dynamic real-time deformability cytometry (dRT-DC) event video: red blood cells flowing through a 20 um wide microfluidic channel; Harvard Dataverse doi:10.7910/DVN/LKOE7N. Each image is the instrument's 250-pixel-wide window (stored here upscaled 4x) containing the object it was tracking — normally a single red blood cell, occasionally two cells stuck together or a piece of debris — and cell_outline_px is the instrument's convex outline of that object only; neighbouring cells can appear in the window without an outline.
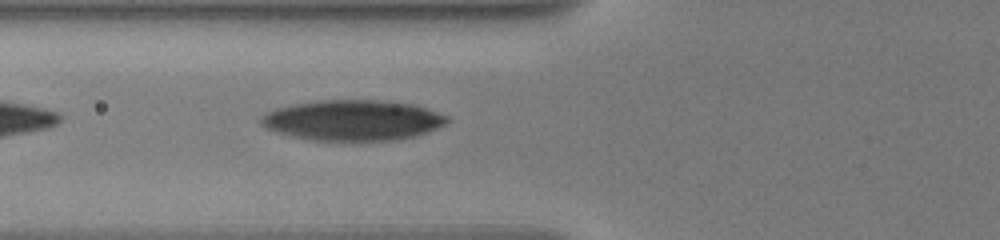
{"species": "human", "species_latin": "Homo sapiens", "temperature_condition": "warm", "stored_images_in_passage": 29, "camera_frame_rate_fps": 3000, "um_per_image_px": 0.085, "donor": {"sex": "male"}, "frame": {"image": 1, "passage_image": 4, "time_ms": 2.667, "image_size_px": [1000, 240], "cell_outline_px": [[448, 120], [444, 124], [428, 132], [416, 136], [392, 140], [316, 140], [276, 132], [260, 124], [256, 120], [264, 112], [276, 108], [292, 104], [320, 100], [380, 100], [416, 104], [448, 116]], "centroid_in_image_um": [29.96, 10.2], "position_along_channel_um": 95.8, "area_um2": 43.93}}
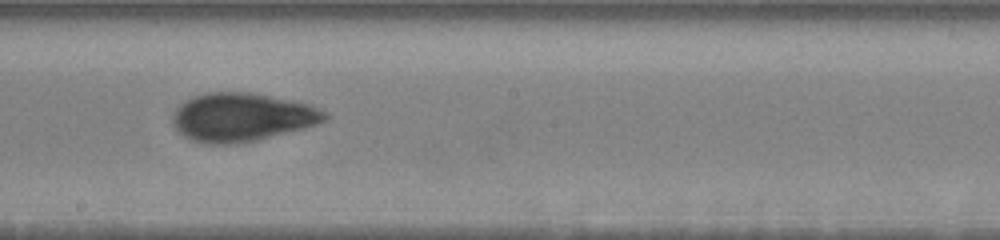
{"frame": {"image": 2, "passage_image": 13, "time_ms": 6.333, "image_size_px": [1000, 240], "cell_outline_px": [[328, 116], [324, 120], [316, 124], [304, 128], [256, 140], [228, 144], [204, 144], [192, 140], [176, 132], [172, 124], [172, 116], [176, 108], [184, 100], [192, 96], [204, 92], [252, 92], [292, 100], [308, 104], [328, 112]], "centroid_in_image_um": [20.5, 9.95], "position_along_channel_um": 227.7, "area_um2": 43.18}}
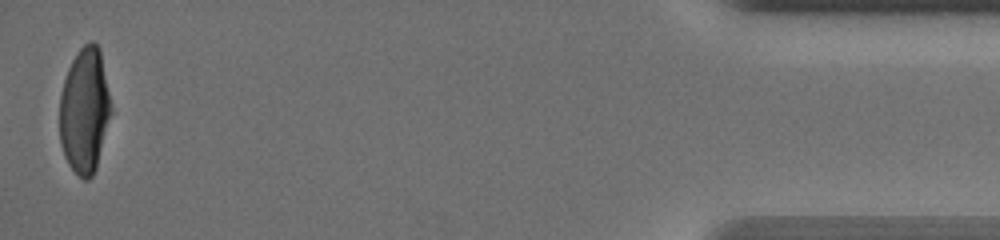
{"frame": {"image": 3, "passage_image": 29, "time_ms": 14.0, "image_size_px": [1000, 240], "cell_outline_px": [[112, 112], [96, 168], [92, 176], [88, 180], [84, 180], [68, 164], [64, 156], [60, 144], [60, 96], [64, 80], [68, 68], [72, 60], [80, 48], [88, 40], [92, 40], [100, 48]], "centroid_in_image_um": [7.19, 9.39], "position_along_channel_um": 428.0, "area_um2": 37.51}, "authors_computed_cell_mechanics": {"area_um2": 41.616, "velocity_mm_per_s": 3.581, "shape_relaxation_time_tau1_ms": 5.9394, "shape_relaxation_time_tau2_ms": 1.9878, "deformation_change_tau1": 0.2209, "deformation_change_tau2": 0.0749}}